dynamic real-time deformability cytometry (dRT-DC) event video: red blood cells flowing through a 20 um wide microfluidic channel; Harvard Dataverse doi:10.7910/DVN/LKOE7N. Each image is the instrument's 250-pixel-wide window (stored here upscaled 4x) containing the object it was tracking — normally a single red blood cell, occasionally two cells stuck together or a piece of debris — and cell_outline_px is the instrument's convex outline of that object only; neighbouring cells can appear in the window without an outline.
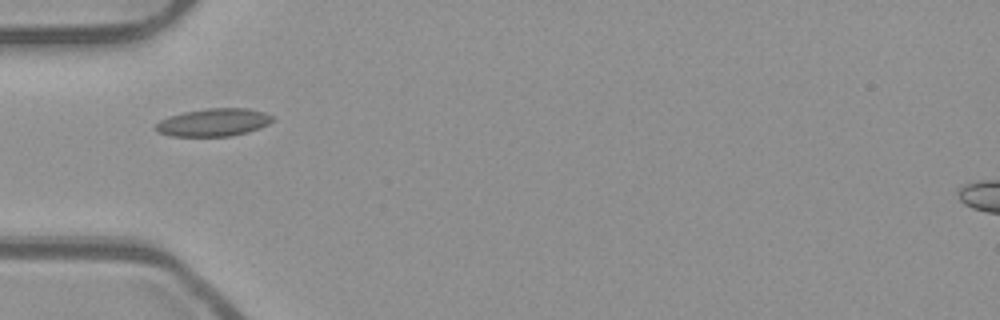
{"species": "common noctule bat (a hibernating species)", "species_latin": "Nyctalus noctula", "temperature_condition": "room temperature", "stored_images_in_passage": 37, "camera_frame_rate_fps": 3000, "um_per_image_px": 0.085, "animal": {"sex": "male", "body_mass_g": 23.1, "forearm_length_mm": 52.7}, "frame": {"image": 1, "passage_image": 1, "time_ms": 0.0, "image_size_px": [1000, 320], "cell_outline_px": [[276, 116], [268, 124], [260, 128], [248, 132], [232, 136], [172, 136], [156, 132], [152, 128], [160, 120], [168, 116], [184, 112], [208, 108], [248, 108], [264, 112]], "centroid_in_image_um": [18.14, 10.4], "position_along_channel_um": 66.9, "area_um2": 19.13}}
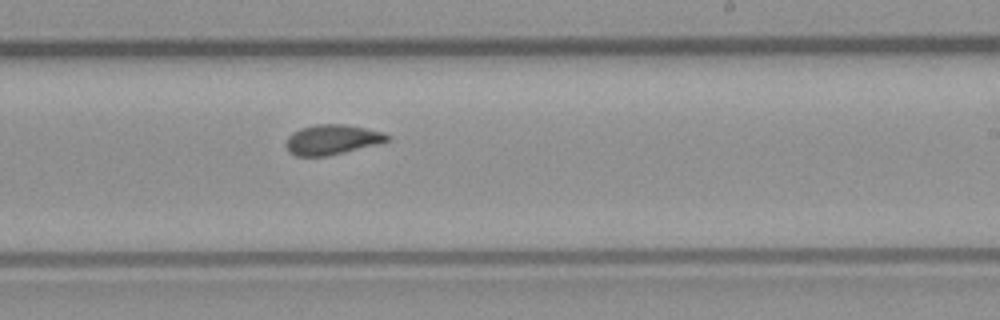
{"frame": {"image": 2, "passage_image": 16, "time_ms": 5.0, "image_size_px": [1000, 320], "cell_outline_px": [[388, 140], [376, 144], [328, 156], [296, 156], [288, 152], [288, 136], [292, 132], [300, 128], [316, 124], [344, 124], [364, 128], [380, 132], [388, 136]], "centroid_in_image_um": [28.17, 11.87], "position_along_channel_um": 260.8, "area_um2": 17.28}}
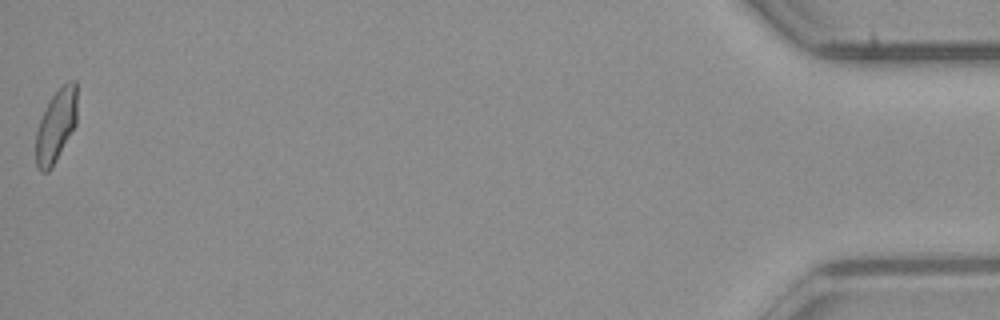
{"frame": {"image": 3, "passage_image": 37, "time_ms": 12.0, "image_size_px": [1000, 320], "cell_outline_px": [[76, 124], [52, 168], [48, 172], [40, 172], [36, 168], [36, 132], [40, 120], [52, 96], [68, 80], [76, 80]], "centroid_in_image_um": [4.76, 10.73], "position_along_channel_um": 430.4, "area_um2": 17.28}, "authors_computed_cell_mechanics": {"area_um2": 17.4556, "velocity_mm_per_s": 3.8691, "shape_relaxation_time_tau1_ms": null, "shape_relaxation_time_tau2_ms": 1.6984, "deformation_change_tau1": null, "deformation_change_tau2": 0.0596}}